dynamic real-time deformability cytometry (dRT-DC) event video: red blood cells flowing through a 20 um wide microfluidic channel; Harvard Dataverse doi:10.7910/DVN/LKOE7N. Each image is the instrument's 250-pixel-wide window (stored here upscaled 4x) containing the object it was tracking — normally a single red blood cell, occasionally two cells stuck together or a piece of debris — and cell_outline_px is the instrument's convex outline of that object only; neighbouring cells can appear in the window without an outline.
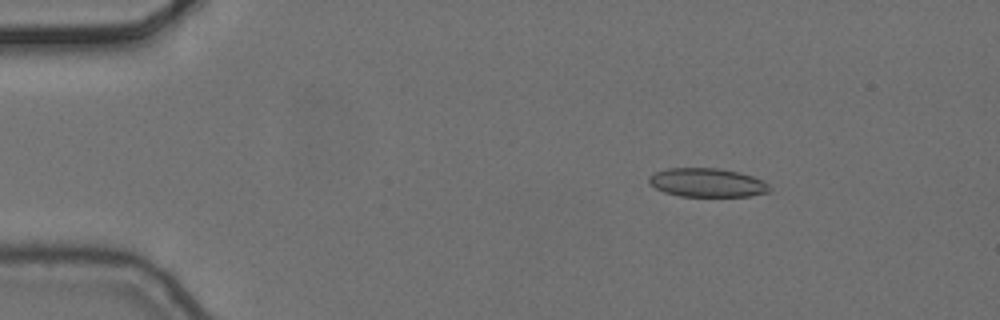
{"species": "common noctule bat (a hibernating species)", "species_latin": "Nyctalus noctula", "temperature_condition": "cold", "stored_images_in_passage": 4, "camera_frame_rate_fps": 3000, "um_per_image_px": 0.085, "animal": {"sex": "female", "body_mass_g": 24.6, "forearm_length_mm": 56.2}, "frame": {"image": 1, "passage_image": 2, "time_ms": 0.333, "image_size_px": [1000, 320], "cell_outline_px": [[772, 188], [768, 192], [748, 196], [680, 196], [664, 192], [648, 184], [648, 176], [656, 172], [668, 168], [720, 168], [740, 172], [752, 176], [768, 184]], "centroid_in_image_um": [60.08, 15.52], "position_along_channel_um": 24.9, "area_um2": 20.23}}
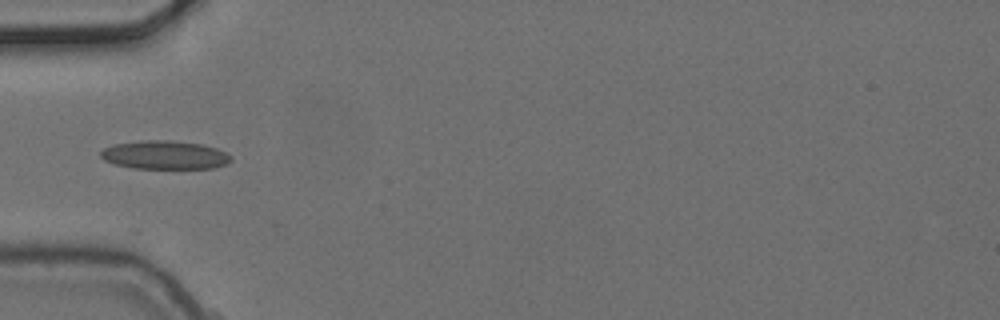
{"frame": {"image": 2, "passage_image": 4, "time_ms": 1.0, "image_size_px": [1000, 320], "cell_outline_px": [[232, 160], [228, 164], [212, 168], [132, 168], [116, 164], [104, 160], [100, 156], [100, 152], [104, 148], [112, 144], [140, 140], [172, 140], [204, 144], [216, 148], [232, 156]], "centroid_in_image_um": [14.01, 13.16], "position_along_channel_um": 71.0, "area_um2": 21.85}}